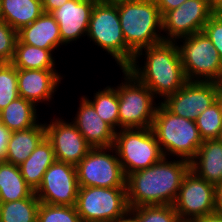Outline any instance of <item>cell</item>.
<instances>
[{
    "instance_id": "obj_1",
    "label": "cell",
    "mask_w": 222,
    "mask_h": 222,
    "mask_svg": "<svg viewBox=\"0 0 222 222\" xmlns=\"http://www.w3.org/2000/svg\"><path fill=\"white\" fill-rule=\"evenodd\" d=\"M163 157L154 165L126 176L129 208L151 205H173L190 161Z\"/></svg>"
},
{
    "instance_id": "obj_2",
    "label": "cell",
    "mask_w": 222,
    "mask_h": 222,
    "mask_svg": "<svg viewBox=\"0 0 222 222\" xmlns=\"http://www.w3.org/2000/svg\"><path fill=\"white\" fill-rule=\"evenodd\" d=\"M126 69L147 86L157 103L158 98L164 100L188 82L175 41H162L140 50Z\"/></svg>"
},
{
    "instance_id": "obj_3",
    "label": "cell",
    "mask_w": 222,
    "mask_h": 222,
    "mask_svg": "<svg viewBox=\"0 0 222 222\" xmlns=\"http://www.w3.org/2000/svg\"><path fill=\"white\" fill-rule=\"evenodd\" d=\"M127 44V67L140 50L163 39L162 15L154 0H124L115 3Z\"/></svg>"
},
{
    "instance_id": "obj_4",
    "label": "cell",
    "mask_w": 222,
    "mask_h": 222,
    "mask_svg": "<svg viewBox=\"0 0 222 222\" xmlns=\"http://www.w3.org/2000/svg\"><path fill=\"white\" fill-rule=\"evenodd\" d=\"M151 129L164 157L191 161L203 142L194 120L172 114L160 102Z\"/></svg>"
},
{
    "instance_id": "obj_5",
    "label": "cell",
    "mask_w": 222,
    "mask_h": 222,
    "mask_svg": "<svg viewBox=\"0 0 222 222\" xmlns=\"http://www.w3.org/2000/svg\"><path fill=\"white\" fill-rule=\"evenodd\" d=\"M115 87L119 101V130L151 128L159 103L153 93L126 68ZM123 81V82H122Z\"/></svg>"
},
{
    "instance_id": "obj_6",
    "label": "cell",
    "mask_w": 222,
    "mask_h": 222,
    "mask_svg": "<svg viewBox=\"0 0 222 222\" xmlns=\"http://www.w3.org/2000/svg\"><path fill=\"white\" fill-rule=\"evenodd\" d=\"M86 37L115 59L120 69L127 68V44L124 39L118 7L98 0L91 13Z\"/></svg>"
},
{
    "instance_id": "obj_7",
    "label": "cell",
    "mask_w": 222,
    "mask_h": 222,
    "mask_svg": "<svg viewBox=\"0 0 222 222\" xmlns=\"http://www.w3.org/2000/svg\"><path fill=\"white\" fill-rule=\"evenodd\" d=\"M113 147L125 176L144 170L164 157L151 128L120 129Z\"/></svg>"
},
{
    "instance_id": "obj_8",
    "label": "cell",
    "mask_w": 222,
    "mask_h": 222,
    "mask_svg": "<svg viewBox=\"0 0 222 222\" xmlns=\"http://www.w3.org/2000/svg\"><path fill=\"white\" fill-rule=\"evenodd\" d=\"M175 42L187 81L213 82L218 77L222 58L203 32L181 37Z\"/></svg>"
},
{
    "instance_id": "obj_9",
    "label": "cell",
    "mask_w": 222,
    "mask_h": 222,
    "mask_svg": "<svg viewBox=\"0 0 222 222\" xmlns=\"http://www.w3.org/2000/svg\"><path fill=\"white\" fill-rule=\"evenodd\" d=\"M75 207L82 222H115L129 210L126 187H79Z\"/></svg>"
},
{
    "instance_id": "obj_10",
    "label": "cell",
    "mask_w": 222,
    "mask_h": 222,
    "mask_svg": "<svg viewBox=\"0 0 222 222\" xmlns=\"http://www.w3.org/2000/svg\"><path fill=\"white\" fill-rule=\"evenodd\" d=\"M76 171L79 187H126V176L113 146L91 148Z\"/></svg>"
},
{
    "instance_id": "obj_11",
    "label": "cell",
    "mask_w": 222,
    "mask_h": 222,
    "mask_svg": "<svg viewBox=\"0 0 222 222\" xmlns=\"http://www.w3.org/2000/svg\"><path fill=\"white\" fill-rule=\"evenodd\" d=\"M213 13L210 0H186L162 16V34H166L163 35L164 41H176L202 32Z\"/></svg>"
},
{
    "instance_id": "obj_12",
    "label": "cell",
    "mask_w": 222,
    "mask_h": 222,
    "mask_svg": "<svg viewBox=\"0 0 222 222\" xmlns=\"http://www.w3.org/2000/svg\"><path fill=\"white\" fill-rule=\"evenodd\" d=\"M78 189L76 166L56 160L34 193L45 204L75 206Z\"/></svg>"
},
{
    "instance_id": "obj_13",
    "label": "cell",
    "mask_w": 222,
    "mask_h": 222,
    "mask_svg": "<svg viewBox=\"0 0 222 222\" xmlns=\"http://www.w3.org/2000/svg\"><path fill=\"white\" fill-rule=\"evenodd\" d=\"M215 186L189 170L173 204L181 221H193L214 212Z\"/></svg>"
},
{
    "instance_id": "obj_14",
    "label": "cell",
    "mask_w": 222,
    "mask_h": 222,
    "mask_svg": "<svg viewBox=\"0 0 222 222\" xmlns=\"http://www.w3.org/2000/svg\"><path fill=\"white\" fill-rule=\"evenodd\" d=\"M219 97L214 82L188 81L177 92L159 101L172 114L195 121Z\"/></svg>"
},
{
    "instance_id": "obj_15",
    "label": "cell",
    "mask_w": 222,
    "mask_h": 222,
    "mask_svg": "<svg viewBox=\"0 0 222 222\" xmlns=\"http://www.w3.org/2000/svg\"><path fill=\"white\" fill-rule=\"evenodd\" d=\"M57 116L44 121L46 138L51 142L55 159L76 166L92 148L76 126Z\"/></svg>"
},
{
    "instance_id": "obj_16",
    "label": "cell",
    "mask_w": 222,
    "mask_h": 222,
    "mask_svg": "<svg viewBox=\"0 0 222 222\" xmlns=\"http://www.w3.org/2000/svg\"><path fill=\"white\" fill-rule=\"evenodd\" d=\"M57 69H19L17 68V86L19 97L33 102L38 108L40 104L50 105L54 100L61 80L66 75ZM64 77V78H63ZM56 92V93H55Z\"/></svg>"
},
{
    "instance_id": "obj_17",
    "label": "cell",
    "mask_w": 222,
    "mask_h": 222,
    "mask_svg": "<svg viewBox=\"0 0 222 222\" xmlns=\"http://www.w3.org/2000/svg\"><path fill=\"white\" fill-rule=\"evenodd\" d=\"M98 0H69L50 14L59 25V31L64 46L82 37L88 31L92 9Z\"/></svg>"
},
{
    "instance_id": "obj_18",
    "label": "cell",
    "mask_w": 222,
    "mask_h": 222,
    "mask_svg": "<svg viewBox=\"0 0 222 222\" xmlns=\"http://www.w3.org/2000/svg\"><path fill=\"white\" fill-rule=\"evenodd\" d=\"M71 122L92 147H111L116 131L96 113L94 107L83 97Z\"/></svg>"
},
{
    "instance_id": "obj_19",
    "label": "cell",
    "mask_w": 222,
    "mask_h": 222,
    "mask_svg": "<svg viewBox=\"0 0 222 222\" xmlns=\"http://www.w3.org/2000/svg\"><path fill=\"white\" fill-rule=\"evenodd\" d=\"M18 39L41 49L59 50L62 43L59 25L50 13H43L34 22L18 31Z\"/></svg>"
},
{
    "instance_id": "obj_20",
    "label": "cell",
    "mask_w": 222,
    "mask_h": 222,
    "mask_svg": "<svg viewBox=\"0 0 222 222\" xmlns=\"http://www.w3.org/2000/svg\"><path fill=\"white\" fill-rule=\"evenodd\" d=\"M190 170L212 185L222 182V144L217 139L204 140L190 161Z\"/></svg>"
},
{
    "instance_id": "obj_21",
    "label": "cell",
    "mask_w": 222,
    "mask_h": 222,
    "mask_svg": "<svg viewBox=\"0 0 222 222\" xmlns=\"http://www.w3.org/2000/svg\"><path fill=\"white\" fill-rule=\"evenodd\" d=\"M46 137L45 123L11 133L5 161L19 166L29 158L38 144Z\"/></svg>"
},
{
    "instance_id": "obj_22",
    "label": "cell",
    "mask_w": 222,
    "mask_h": 222,
    "mask_svg": "<svg viewBox=\"0 0 222 222\" xmlns=\"http://www.w3.org/2000/svg\"><path fill=\"white\" fill-rule=\"evenodd\" d=\"M55 161L52 144L45 137L29 158L19 165L20 172L32 191L38 189L45 172Z\"/></svg>"
},
{
    "instance_id": "obj_23",
    "label": "cell",
    "mask_w": 222,
    "mask_h": 222,
    "mask_svg": "<svg viewBox=\"0 0 222 222\" xmlns=\"http://www.w3.org/2000/svg\"><path fill=\"white\" fill-rule=\"evenodd\" d=\"M43 13L42 0H0V19L17 32Z\"/></svg>"
},
{
    "instance_id": "obj_24",
    "label": "cell",
    "mask_w": 222,
    "mask_h": 222,
    "mask_svg": "<svg viewBox=\"0 0 222 222\" xmlns=\"http://www.w3.org/2000/svg\"><path fill=\"white\" fill-rule=\"evenodd\" d=\"M37 109L33 102L18 97L0 111V122L11 132L32 128L40 122Z\"/></svg>"
},
{
    "instance_id": "obj_25",
    "label": "cell",
    "mask_w": 222,
    "mask_h": 222,
    "mask_svg": "<svg viewBox=\"0 0 222 222\" xmlns=\"http://www.w3.org/2000/svg\"><path fill=\"white\" fill-rule=\"evenodd\" d=\"M33 192L25 182L19 166L0 161V203L28 198Z\"/></svg>"
},
{
    "instance_id": "obj_26",
    "label": "cell",
    "mask_w": 222,
    "mask_h": 222,
    "mask_svg": "<svg viewBox=\"0 0 222 222\" xmlns=\"http://www.w3.org/2000/svg\"><path fill=\"white\" fill-rule=\"evenodd\" d=\"M53 52L55 53V50L24 44L18 39L11 64L19 69H56V58Z\"/></svg>"
},
{
    "instance_id": "obj_27",
    "label": "cell",
    "mask_w": 222,
    "mask_h": 222,
    "mask_svg": "<svg viewBox=\"0 0 222 222\" xmlns=\"http://www.w3.org/2000/svg\"><path fill=\"white\" fill-rule=\"evenodd\" d=\"M95 92L93 98H89L88 95L82 96L94 107L102 120L117 132L119 130V101L115 86L108 85Z\"/></svg>"
},
{
    "instance_id": "obj_28",
    "label": "cell",
    "mask_w": 222,
    "mask_h": 222,
    "mask_svg": "<svg viewBox=\"0 0 222 222\" xmlns=\"http://www.w3.org/2000/svg\"><path fill=\"white\" fill-rule=\"evenodd\" d=\"M39 204L34 192L28 198L0 203V222H37Z\"/></svg>"
},
{
    "instance_id": "obj_29",
    "label": "cell",
    "mask_w": 222,
    "mask_h": 222,
    "mask_svg": "<svg viewBox=\"0 0 222 222\" xmlns=\"http://www.w3.org/2000/svg\"><path fill=\"white\" fill-rule=\"evenodd\" d=\"M195 122L203 141L217 139L222 129V99L200 113Z\"/></svg>"
},
{
    "instance_id": "obj_30",
    "label": "cell",
    "mask_w": 222,
    "mask_h": 222,
    "mask_svg": "<svg viewBox=\"0 0 222 222\" xmlns=\"http://www.w3.org/2000/svg\"><path fill=\"white\" fill-rule=\"evenodd\" d=\"M138 222H181L173 205H151L129 208Z\"/></svg>"
},
{
    "instance_id": "obj_31",
    "label": "cell",
    "mask_w": 222,
    "mask_h": 222,
    "mask_svg": "<svg viewBox=\"0 0 222 222\" xmlns=\"http://www.w3.org/2000/svg\"><path fill=\"white\" fill-rule=\"evenodd\" d=\"M37 222H82L75 206L52 205L40 202Z\"/></svg>"
},
{
    "instance_id": "obj_32",
    "label": "cell",
    "mask_w": 222,
    "mask_h": 222,
    "mask_svg": "<svg viewBox=\"0 0 222 222\" xmlns=\"http://www.w3.org/2000/svg\"><path fill=\"white\" fill-rule=\"evenodd\" d=\"M18 97L17 68L5 63L0 68V111Z\"/></svg>"
},
{
    "instance_id": "obj_33",
    "label": "cell",
    "mask_w": 222,
    "mask_h": 222,
    "mask_svg": "<svg viewBox=\"0 0 222 222\" xmlns=\"http://www.w3.org/2000/svg\"><path fill=\"white\" fill-rule=\"evenodd\" d=\"M17 40L18 32L0 19V61L12 62Z\"/></svg>"
},
{
    "instance_id": "obj_34",
    "label": "cell",
    "mask_w": 222,
    "mask_h": 222,
    "mask_svg": "<svg viewBox=\"0 0 222 222\" xmlns=\"http://www.w3.org/2000/svg\"><path fill=\"white\" fill-rule=\"evenodd\" d=\"M202 32L211 40L222 58V18L214 12L203 27Z\"/></svg>"
},
{
    "instance_id": "obj_35",
    "label": "cell",
    "mask_w": 222,
    "mask_h": 222,
    "mask_svg": "<svg viewBox=\"0 0 222 222\" xmlns=\"http://www.w3.org/2000/svg\"><path fill=\"white\" fill-rule=\"evenodd\" d=\"M11 131L0 122V161H5Z\"/></svg>"
},
{
    "instance_id": "obj_36",
    "label": "cell",
    "mask_w": 222,
    "mask_h": 222,
    "mask_svg": "<svg viewBox=\"0 0 222 222\" xmlns=\"http://www.w3.org/2000/svg\"><path fill=\"white\" fill-rule=\"evenodd\" d=\"M161 15L163 16L166 12L178 8L186 0H154Z\"/></svg>"
},
{
    "instance_id": "obj_37",
    "label": "cell",
    "mask_w": 222,
    "mask_h": 222,
    "mask_svg": "<svg viewBox=\"0 0 222 222\" xmlns=\"http://www.w3.org/2000/svg\"><path fill=\"white\" fill-rule=\"evenodd\" d=\"M214 212L222 216V182L215 185Z\"/></svg>"
},
{
    "instance_id": "obj_38",
    "label": "cell",
    "mask_w": 222,
    "mask_h": 222,
    "mask_svg": "<svg viewBox=\"0 0 222 222\" xmlns=\"http://www.w3.org/2000/svg\"><path fill=\"white\" fill-rule=\"evenodd\" d=\"M69 0H42V7L45 13H51L55 9L61 7Z\"/></svg>"
},
{
    "instance_id": "obj_39",
    "label": "cell",
    "mask_w": 222,
    "mask_h": 222,
    "mask_svg": "<svg viewBox=\"0 0 222 222\" xmlns=\"http://www.w3.org/2000/svg\"><path fill=\"white\" fill-rule=\"evenodd\" d=\"M192 222H222V216L213 212L211 214H207L203 217H199Z\"/></svg>"
},
{
    "instance_id": "obj_40",
    "label": "cell",
    "mask_w": 222,
    "mask_h": 222,
    "mask_svg": "<svg viewBox=\"0 0 222 222\" xmlns=\"http://www.w3.org/2000/svg\"><path fill=\"white\" fill-rule=\"evenodd\" d=\"M115 222H138L136 216L128 210L123 216L118 218Z\"/></svg>"
},
{
    "instance_id": "obj_41",
    "label": "cell",
    "mask_w": 222,
    "mask_h": 222,
    "mask_svg": "<svg viewBox=\"0 0 222 222\" xmlns=\"http://www.w3.org/2000/svg\"><path fill=\"white\" fill-rule=\"evenodd\" d=\"M213 82L215 83V86H216L219 94H222V66L220 68L218 77Z\"/></svg>"
},
{
    "instance_id": "obj_42",
    "label": "cell",
    "mask_w": 222,
    "mask_h": 222,
    "mask_svg": "<svg viewBox=\"0 0 222 222\" xmlns=\"http://www.w3.org/2000/svg\"><path fill=\"white\" fill-rule=\"evenodd\" d=\"M214 12L222 5V0H210Z\"/></svg>"
},
{
    "instance_id": "obj_43",
    "label": "cell",
    "mask_w": 222,
    "mask_h": 222,
    "mask_svg": "<svg viewBox=\"0 0 222 222\" xmlns=\"http://www.w3.org/2000/svg\"><path fill=\"white\" fill-rule=\"evenodd\" d=\"M215 13L222 18V5L215 11Z\"/></svg>"
},
{
    "instance_id": "obj_44",
    "label": "cell",
    "mask_w": 222,
    "mask_h": 222,
    "mask_svg": "<svg viewBox=\"0 0 222 222\" xmlns=\"http://www.w3.org/2000/svg\"><path fill=\"white\" fill-rule=\"evenodd\" d=\"M101 1L109 2V3H116V2L124 1V0H101Z\"/></svg>"
},
{
    "instance_id": "obj_45",
    "label": "cell",
    "mask_w": 222,
    "mask_h": 222,
    "mask_svg": "<svg viewBox=\"0 0 222 222\" xmlns=\"http://www.w3.org/2000/svg\"><path fill=\"white\" fill-rule=\"evenodd\" d=\"M217 140L222 144V129L219 133V136H218Z\"/></svg>"
},
{
    "instance_id": "obj_46",
    "label": "cell",
    "mask_w": 222,
    "mask_h": 222,
    "mask_svg": "<svg viewBox=\"0 0 222 222\" xmlns=\"http://www.w3.org/2000/svg\"><path fill=\"white\" fill-rule=\"evenodd\" d=\"M5 63L0 61V68L4 65Z\"/></svg>"
}]
</instances>
